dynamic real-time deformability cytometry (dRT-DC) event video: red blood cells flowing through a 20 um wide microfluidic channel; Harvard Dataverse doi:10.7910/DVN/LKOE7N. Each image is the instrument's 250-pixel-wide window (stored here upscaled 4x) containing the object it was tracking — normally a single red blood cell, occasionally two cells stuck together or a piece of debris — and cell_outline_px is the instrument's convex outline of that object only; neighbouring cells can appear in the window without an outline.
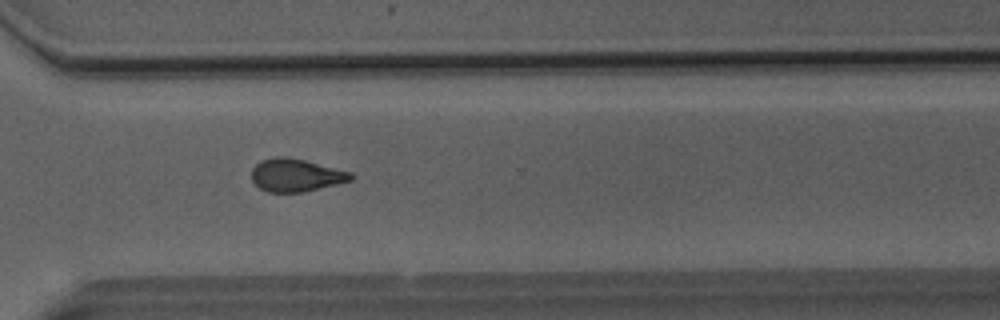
{"species": "Egyptian fruit bat (a non-hibernating species)", "species_latin": "Rousettus aegyptiacus", "temperature_condition": "room temperature", "stored_images_in_passage": 50, "camera_frame_rate_fps": 3000, "um_per_image_px": 0.085, "animal": {"sex": "male"}, "frame": {"image": 1, "passage_image": 37, "time_ms": 12.0, "image_size_px": [1000, 320], "cell_outline_px": [[356, 176], [352, 180], [304, 192], [268, 192], [260, 188], [252, 180], [252, 168], [260, 160], [276, 156], [284, 156], [304, 160], [352, 172]], "centroid_in_image_um": [25.16, 14.88], "position_along_channel_um": 345.4, "area_um2": 19.02}}
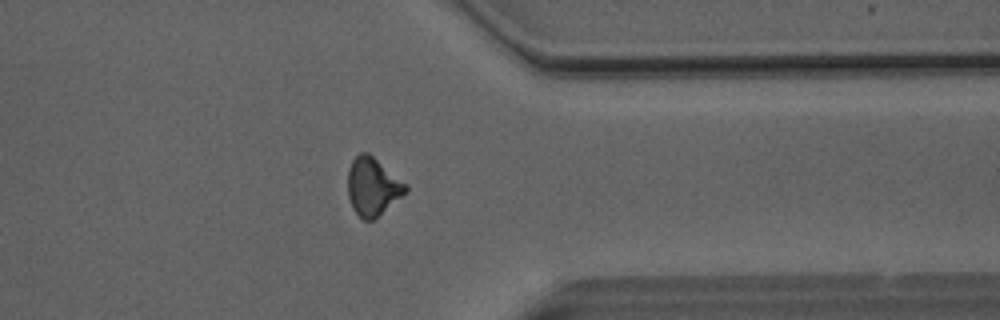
{"frame": {"image": 2, "passage_image": 40, "time_ms": 13.0, "image_size_px": [1000, 320], "cell_outline_px": [[408, 192], [372, 220], [364, 220], [352, 208], [348, 196], [348, 168], [352, 160], [360, 152], [368, 152], [408, 184]], "centroid_in_image_um": [31.69, 15.84], "position_along_channel_um": 379.7, "area_um2": 19.59}}
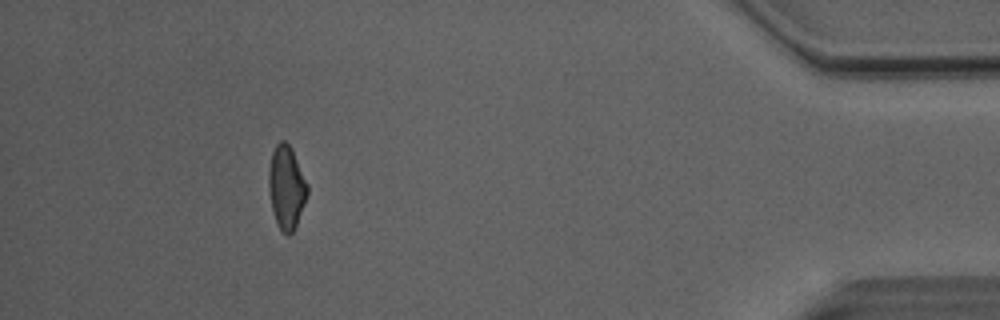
{"frame": {"image": 3, "passage_image": 46, "time_ms": 15.0, "image_size_px": [1000, 320], "cell_outline_px": [[308, 192], [304, 204], [296, 224], [292, 232], [288, 236], [280, 228], [276, 220], [272, 208], [268, 188], [268, 172], [272, 152], [276, 144], [280, 140], [284, 140], [292, 148], [308, 184]], "centroid_in_image_um": [24.34, 15.87], "position_along_channel_um": 410.9, "area_um2": 18.61}, "authors_computed_cell_mechanics": {"area_um2": 19.5653, "velocity_mm_per_s": 4.1155, "shape_relaxation_time_tau1_ms": null, "shape_relaxation_time_tau2_ms": 2.2218, "deformation_change_tau1": null, "deformation_change_tau2": 0.0854}}